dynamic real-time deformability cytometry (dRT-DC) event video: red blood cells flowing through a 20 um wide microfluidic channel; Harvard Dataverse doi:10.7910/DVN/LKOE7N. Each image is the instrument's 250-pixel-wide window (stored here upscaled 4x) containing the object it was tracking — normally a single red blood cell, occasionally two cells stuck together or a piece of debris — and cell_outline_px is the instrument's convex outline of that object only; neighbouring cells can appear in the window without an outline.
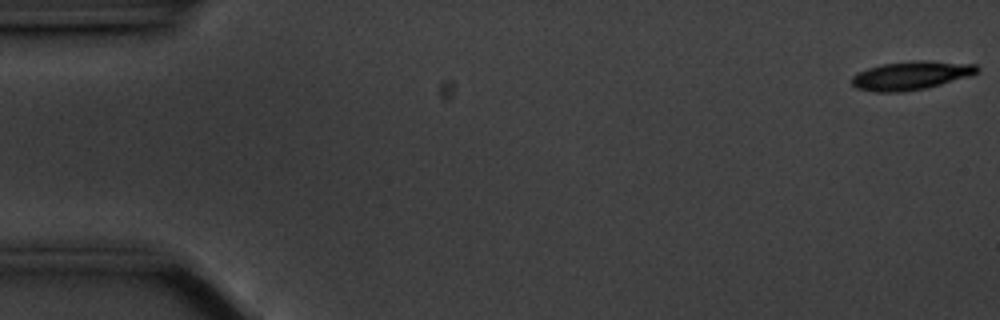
{"species": "common noctule bat (a hibernating species)", "species_latin": "Nyctalus noctula", "temperature_condition": "cold", "stored_images_in_passage": 57, "camera_frame_rate_fps": 3000, "um_per_image_px": 0.085, "animal": {"sex": "male", "body_mass_g": 20.1, "forearm_length_mm": 53.5}, "frame": {"image": 1, "passage_image": 1, "time_ms": 0.0, "image_size_px": [1000, 320], "cell_outline_px": [[980, 68], [976, 72], [968, 76], [940, 84], [924, 88], [904, 92], [876, 92], [856, 88], [852, 84], [852, 76], [856, 72], [880, 64], [920, 60], [924, 60], [976, 64]], "centroid_in_image_um": [77.39, 6.41], "position_along_channel_um": 7.6, "area_um2": 20.75}}
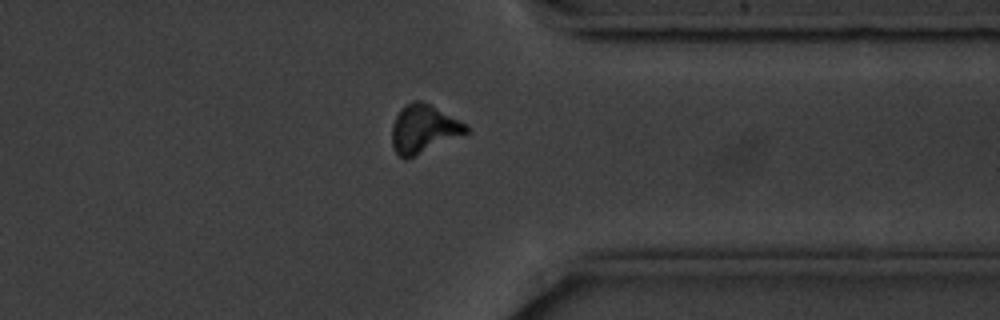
{"frame": {"image": 2, "passage_image": 44, "time_ms": 14.333, "image_size_px": [1000, 320], "cell_outline_px": [[468, 132], [464, 136], [408, 160], [404, 160], [396, 152], [392, 144], [392, 124], [400, 108], [404, 104], [412, 100], [420, 100], [468, 124]], "centroid_in_image_um": [36.02, 10.99], "position_along_channel_um": 375.4, "area_um2": 21.39}}
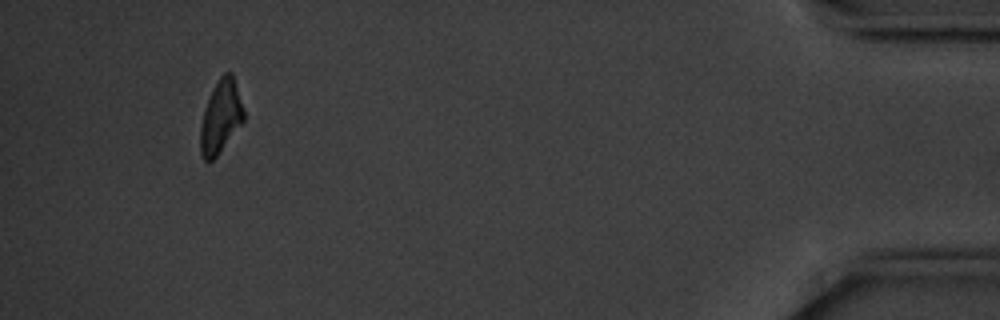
{"frame": {"image": 3, "passage_image": 53, "time_ms": 17.333, "image_size_px": [1000, 320], "cell_outline_px": [[244, 120], [216, 156], [212, 160], [204, 160], [200, 152], [200, 128], [204, 108], [220, 76], [224, 72], [232, 72], [244, 108]], "centroid_in_image_um": [18.76, 9.91], "position_along_channel_um": 416.4, "area_um2": 18.09}, "authors_computed_cell_mechanics": {"area_um2": 20.4612, "velocity_mm_per_s": 3.5235, "shape_relaxation_time_tau1_ms": 2.7833, "shape_relaxation_time_tau2_ms": null, "deformation_change_tau1": 0.1198, "deformation_change_tau2": null}}